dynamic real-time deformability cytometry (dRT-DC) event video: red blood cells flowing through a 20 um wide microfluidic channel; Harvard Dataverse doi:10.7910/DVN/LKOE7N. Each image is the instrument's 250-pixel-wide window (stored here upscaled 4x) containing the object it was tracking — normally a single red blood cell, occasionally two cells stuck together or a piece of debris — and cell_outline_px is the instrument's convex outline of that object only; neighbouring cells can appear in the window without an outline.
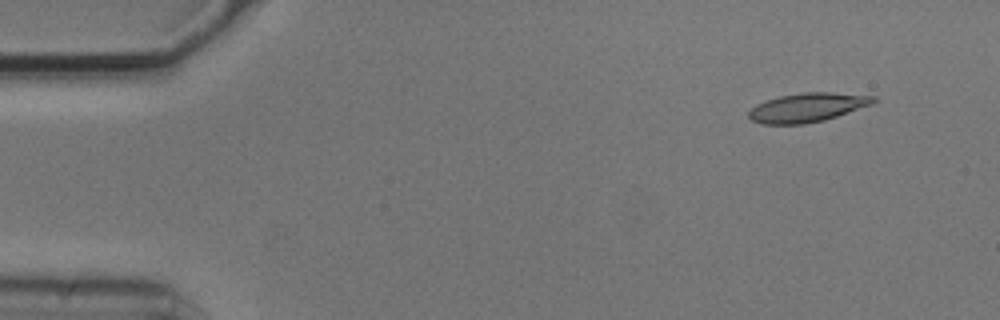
{"species": "common noctule bat (a hibernating species)", "species_latin": "Nyctalus noctula", "temperature_condition": "cold", "stored_images_in_passage": 5, "camera_frame_rate_fps": 3000, "um_per_image_px": 0.085, "animal": {"sex": "male", "body_mass_g": 20.5, "forearm_length_mm": 52.5}, "frame": {"image": 1, "passage_image": 2, "time_ms": 0.333, "image_size_px": [1000, 320], "cell_outline_px": [[880, 100], [872, 104], [824, 120], [804, 124], [760, 124], [752, 120], [748, 116], [748, 112], [756, 104], [780, 96], [800, 92], [832, 92], [876, 96]], "centroid_in_image_um": [68.65, 9.13], "position_along_channel_um": 16.4, "area_um2": 21.1}}
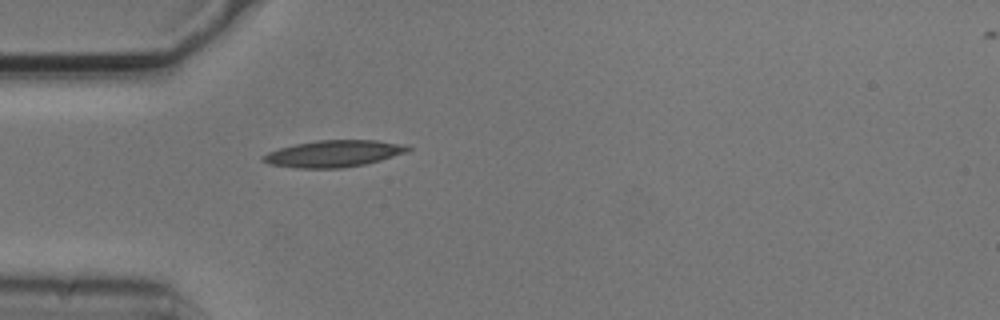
{"frame": {"image": 2, "passage_image": 5, "time_ms": 1.333, "image_size_px": [1000, 320], "cell_outline_px": [[412, 148], [408, 152], [380, 160], [364, 164], [340, 168], [300, 168], [268, 164], [260, 160], [260, 156], [268, 152], [280, 148], [296, 144], [316, 140], [376, 140], [408, 144]], "centroid_in_image_um": [28.38, 13.05], "position_along_channel_um": 56.6, "area_um2": 22.66}}